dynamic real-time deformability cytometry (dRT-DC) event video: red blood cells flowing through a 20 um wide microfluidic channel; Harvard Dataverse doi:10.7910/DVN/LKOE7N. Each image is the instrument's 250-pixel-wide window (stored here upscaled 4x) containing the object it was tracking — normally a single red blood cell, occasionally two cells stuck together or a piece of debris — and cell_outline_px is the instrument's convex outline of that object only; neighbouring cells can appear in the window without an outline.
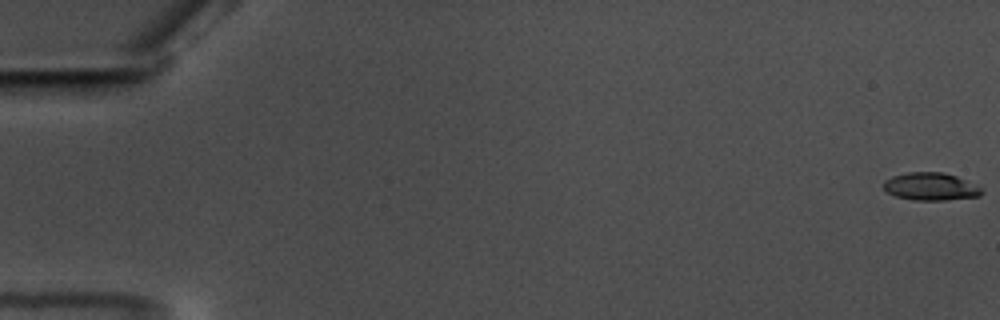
{"species": "common noctule bat (a hibernating species)", "species_latin": "Nyctalus noctula", "temperature_condition": "warm", "stored_images_in_passage": 60, "camera_frame_rate_fps": 3000, "um_per_image_px": 0.085, "animal": {"sex": "male", "body_mass_g": 17.5, "forearm_length_mm": 52.3}, "frame": {"image": 1, "passage_image": 1, "time_ms": 0.0, "image_size_px": [1000, 320], "cell_outline_px": [[984, 192], [980, 196], [944, 200], [916, 200], [896, 196], [888, 192], [884, 188], [884, 180], [892, 176], [908, 172], [944, 172], [956, 176], [980, 188]], "centroid_in_image_um": [79.09, 15.85], "position_along_channel_um": 5.9, "area_um2": 15.61}}
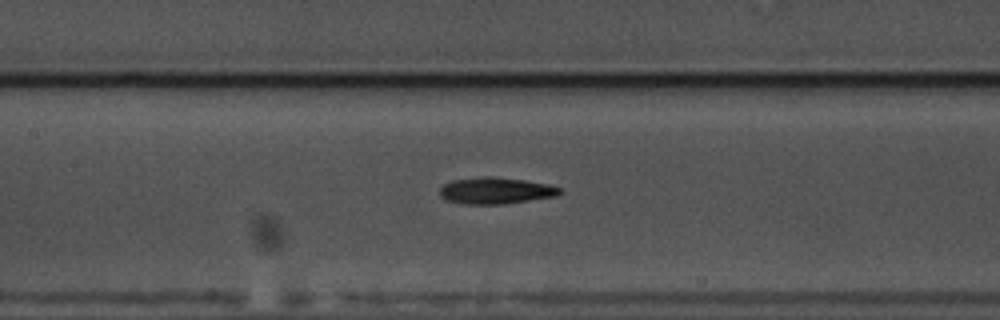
{"frame": {"image": 2, "passage_image": 29, "time_ms": 9.333, "image_size_px": [1000, 320], "cell_outline_px": [[560, 192], [556, 196], [504, 204], [464, 204], [448, 200], [440, 196], [440, 188], [444, 184], [452, 180], [480, 176], [492, 176], [524, 180], [548, 184], [560, 188]], "centroid_in_image_um": [42.1, 16.2], "position_along_channel_um": 165.3, "area_um2": 18.5}}
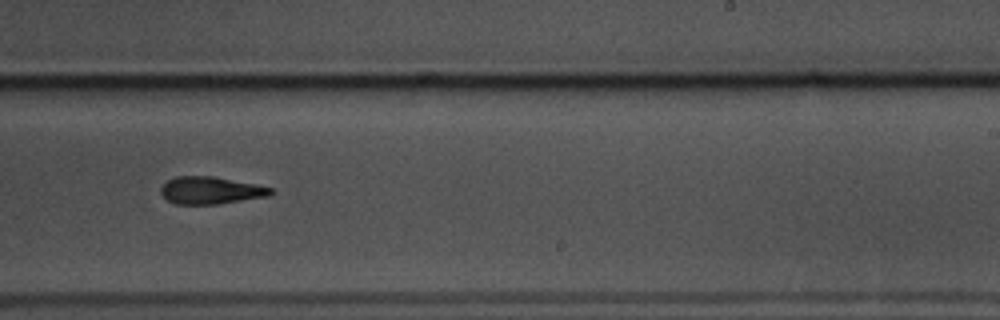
{"frame": {"image": 3, "passage_image": 38, "time_ms": 12.333, "image_size_px": [1000, 320], "cell_outline_px": [[272, 192], [268, 196], [220, 204], [176, 204], [168, 200], [160, 192], [160, 188], [168, 180], [176, 176], [212, 176], [256, 184], [272, 188]], "centroid_in_image_um": [17.9, 16.18], "position_along_channel_um": 271.1, "area_um2": 17.4}, "authors_computed_cell_mechanics": {"area_um2": 17.3978, "velocity_mm_per_s": 3.543, "shape_relaxation_time_tau1_ms": 3.3154, "shape_relaxation_time_tau2_ms": 4.2522, "deformation_change_tau1": 0.1738, "deformation_change_tau2": 0.1502}}